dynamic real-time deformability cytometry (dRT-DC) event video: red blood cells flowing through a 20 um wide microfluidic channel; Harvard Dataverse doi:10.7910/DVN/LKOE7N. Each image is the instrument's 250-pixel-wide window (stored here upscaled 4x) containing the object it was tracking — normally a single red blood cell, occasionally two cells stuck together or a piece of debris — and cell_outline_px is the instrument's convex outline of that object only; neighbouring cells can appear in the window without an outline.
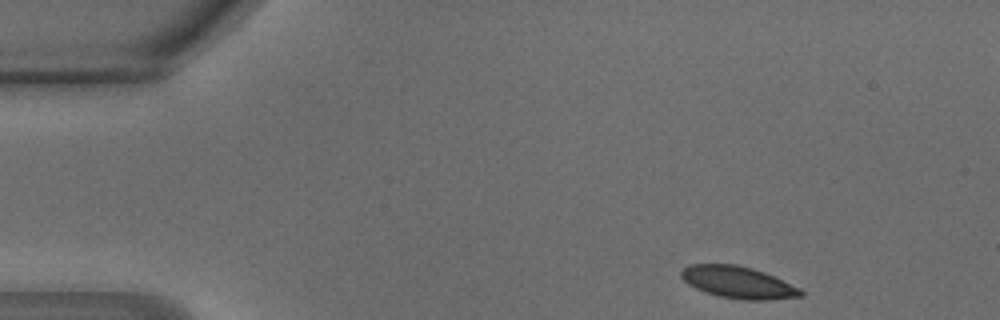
{"species": "common noctule bat (a hibernating species)", "species_latin": "Nyctalus noctula", "temperature_condition": "warm", "stored_images_in_passage": 42, "camera_frame_rate_fps": 3000, "um_per_image_px": 0.085, "animal": {"sex": "male", "body_mass_g": 18.8}, "frame": {"image": 1, "passage_image": 1, "time_ms": 0.0, "image_size_px": [1000, 320], "cell_outline_px": [[804, 296], [764, 300], [744, 300], [720, 296], [704, 292], [688, 284], [680, 276], [680, 272], [688, 264], [736, 264], [752, 268], [764, 272], [800, 288], [804, 292]], "centroid_in_image_um": [62.73, 24.0], "position_along_channel_um": 22.3, "area_um2": 22.2}}
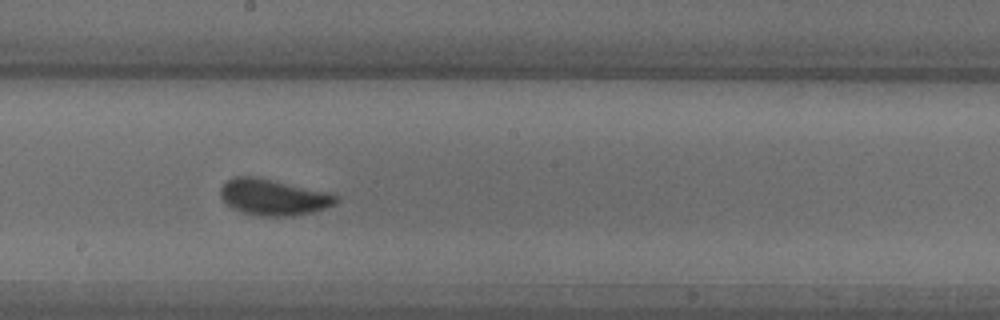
{"frame": {"image": 2, "passage_image": 21, "time_ms": 6.667, "image_size_px": [1000, 320], "cell_outline_px": [[336, 204], [328, 208], [312, 212], [292, 216], [260, 216], [244, 212], [232, 208], [220, 196], [220, 188], [228, 180], [236, 176], [256, 176], [336, 196]], "centroid_in_image_um": [23.17, 16.78], "position_along_channel_um": 225.0, "area_um2": 23.64}}
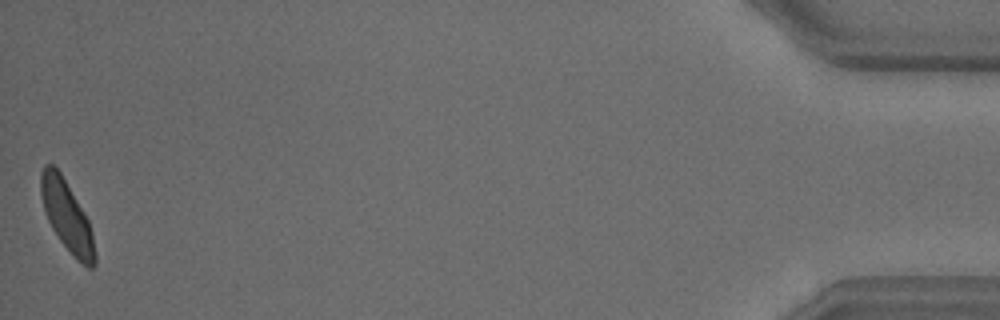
{"frame": {"image": 3, "passage_image": 42, "time_ms": 13.667, "image_size_px": [1000, 320], "cell_outline_px": [[96, 264], [92, 268], [88, 268], [76, 260], [72, 256], [60, 240], [52, 228], [44, 212], [40, 192], [40, 172], [44, 164], [52, 164], [60, 172], [88, 220], [92, 232], [96, 256]], "centroid_in_image_um": [5.67, 18.39], "position_along_channel_um": 429.5, "area_um2": 22.08}, "authors_computed_cell_mechanics": {"area_um2": 22.7732, "velocity_mm_per_s": 4.2428, "shape_relaxation_time_tau1_ms": 5.0222, "shape_relaxation_time_tau2_ms": null, "deformation_change_tau1": 0.1816, "deformation_change_tau2": null}}